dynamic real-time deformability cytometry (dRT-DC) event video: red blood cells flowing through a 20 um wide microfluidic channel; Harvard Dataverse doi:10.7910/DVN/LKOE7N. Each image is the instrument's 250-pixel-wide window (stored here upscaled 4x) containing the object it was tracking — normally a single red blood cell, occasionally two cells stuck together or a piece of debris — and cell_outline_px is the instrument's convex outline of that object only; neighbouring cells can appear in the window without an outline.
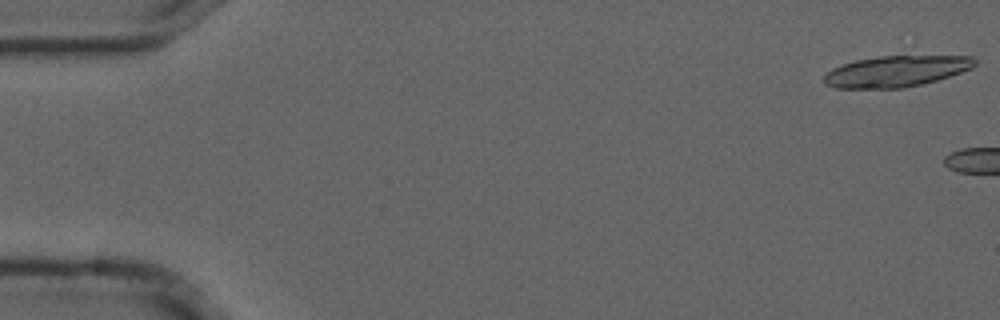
{"species": "common noctule bat (a hibernating species)", "species_latin": "Nyctalus noctula", "temperature_condition": "cold", "stored_images_in_passage": 4, "camera_frame_rate_fps": 3000, "um_per_image_px": 0.085, "animal": {"sex": "male", "forearm_length_mm": 52.5}, "frame": {"image": 1, "passage_image": 1, "time_ms": 0.0, "image_size_px": [1000, 320], "cell_outline_px": [[976, 64], [972, 68], [936, 80], [920, 84], [900, 88], [836, 88], [824, 84], [824, 76], [832, 68], [856, 60], [880, 56], [972, 56], [976, 60]], "centroid_in_image_um": [76.16, 6.05], "position_along_channel_um": 8.8, "area_um2": 26.99}}